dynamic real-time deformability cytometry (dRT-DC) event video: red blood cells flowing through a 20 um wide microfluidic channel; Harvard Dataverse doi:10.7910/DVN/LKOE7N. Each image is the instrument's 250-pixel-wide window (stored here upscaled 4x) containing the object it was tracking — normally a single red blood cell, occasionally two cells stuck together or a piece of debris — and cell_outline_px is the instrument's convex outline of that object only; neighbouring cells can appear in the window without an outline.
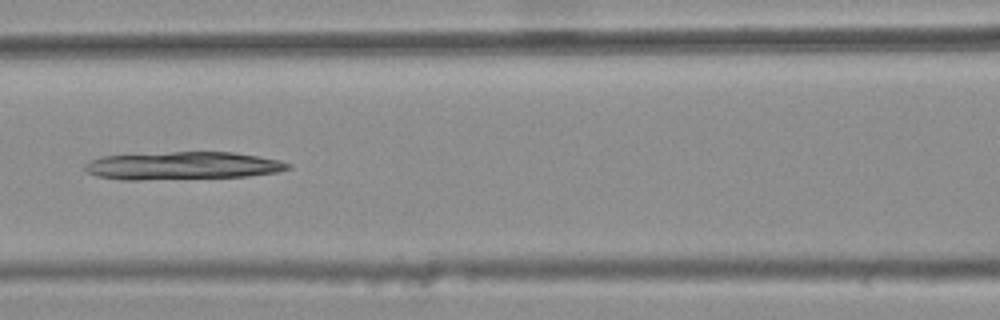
{"species": "common noctule bat (a hibernating species)", "species_latin": "Nyctalus noctula", "temperature_condition": "warm", "stored_images_in_passage": 8, "camera_frame_rate_fps": 3000, "um_per_image_px": 0.085, "animal": {"sex": "female", "body_mass_g": 25.1}, "frame": {"image": 1, "passage_image": 7, "time_ms": 2.0, "image_size_px": [1000, 320], "cell_outline_px": [[292, 168], [276, 172], [248, 176], [140, 180], [120, 180], [96, 176], [88, 172], [84, 168], [84, 164], [88, 160], [100, 156], [172, 152], [232, 152], [260, 156], [280, 160], [292, 164]], "centroid_in_image_um": [15.5, 14.08], "position_along_channel_um": 151.1, "area_um2": 33.18}}
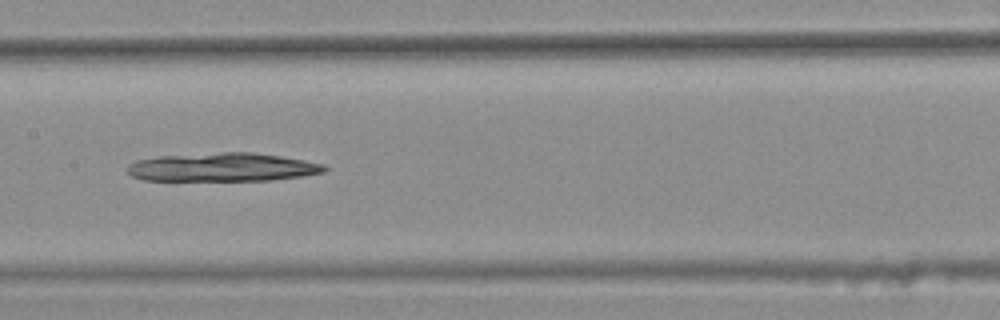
{"frame": {"image": 2, "passage_image": 8, "time_ms": 2.333, "image_size_px": [1000, 320], "cell_outline_px": [[328, 168], [324, 172], [304, 176], [268, 180], [144, 180], [132, 176], [128, 172], [128, 164], [136, 160], [160, 156], [220, 152], [252, 152], [280, 156], [324, 164]], "centroid_in_image_um": [18.92, 14.21], "position_along_channel_um": 188.5, "area_um2": 32.6}}